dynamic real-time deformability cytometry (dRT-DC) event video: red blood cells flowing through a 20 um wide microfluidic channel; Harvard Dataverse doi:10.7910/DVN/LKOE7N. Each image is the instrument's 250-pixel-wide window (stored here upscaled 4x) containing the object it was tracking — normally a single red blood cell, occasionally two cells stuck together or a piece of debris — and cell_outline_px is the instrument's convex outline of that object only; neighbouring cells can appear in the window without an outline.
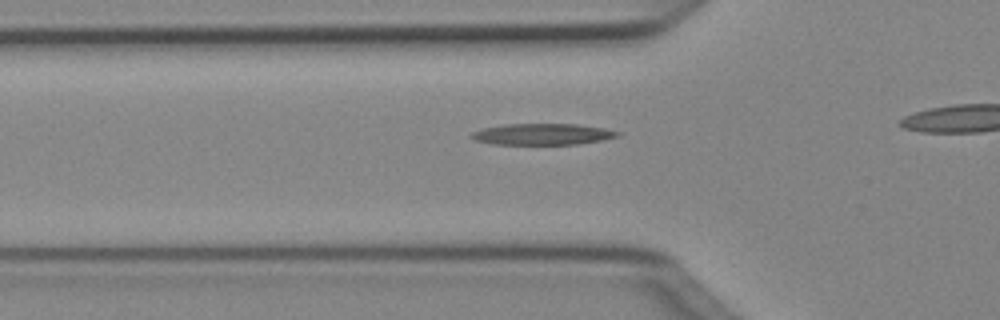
{"species": "Egyptian fruit bat (a non-hibernating species)", "species_latin": "Rousettus aegyptiacus", "temperature_condition": "cold", "stored_images_in_passage": 35, "camera_frame_rate_fps": 3000, "um_per_image_px": 0.085, "animal": {"sex": "female"}, "frame": {"image": 1, "passage_image": 12, "time_ms": 3.667, "image_size_px": [1000, 320], "cell_outline_px": [[620, 136], [604, 140], [580, 144], [492, 144], [476, 140], [468, 136], [472, 132], [484, 128], [504, 124], [576, 124], [604, 128], [620, 132]], "centroid_in_image_um": [46.13, 11.41], "position_along_channel_um": 79.7, "area_um2": 18.15}}
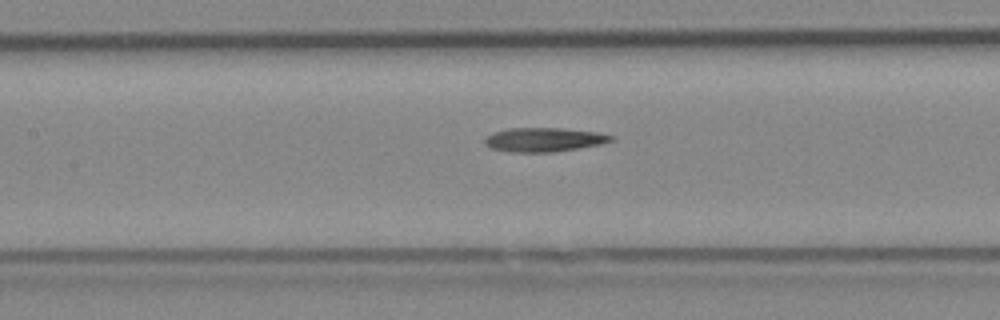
{"frame": {"image": 2, "passage_image": 18, "time_ms": 5.667, "image_size_px": [1000, 320], "cell_outline_px": [[616, 140], [600, 144], [580, 148], [552, 152], [508, 152], [492, 148], [484, 144], [484, 140], [492, 132], [508, 128], [560, 128], [596, 132], [616, 136]], "centroid_in_image_um": [46.25, 11.87], "position_along_channel_um": 161.1, "area_um2": 17.8}}
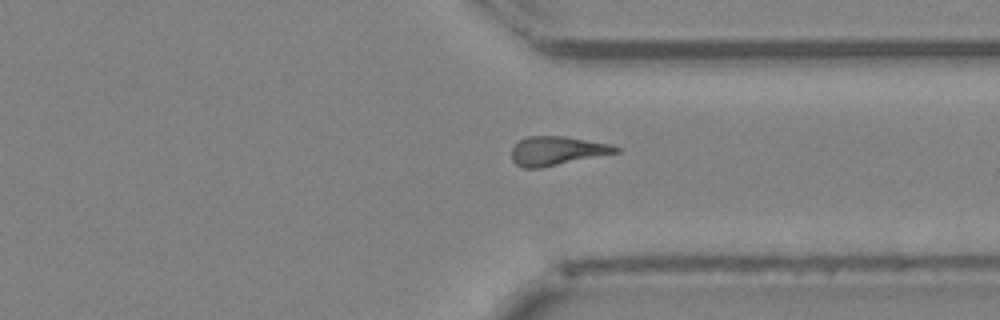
{"frame": {"image": 3, "passage_image": 33, "time_ms": 10.667, "image_size_px": [1000, 320], "cell_outline_px": [[624, 148], [620, 152], [540, 168], [524, 168], [516, 164], [512, 160], [512, 148], [520, 140], [528, 136], [564, 136], [612, 144]], "centroid_in_image_um": [47.4, 12.81], "position_along_channel_um": 364.0, "area_um2": 17.63}}